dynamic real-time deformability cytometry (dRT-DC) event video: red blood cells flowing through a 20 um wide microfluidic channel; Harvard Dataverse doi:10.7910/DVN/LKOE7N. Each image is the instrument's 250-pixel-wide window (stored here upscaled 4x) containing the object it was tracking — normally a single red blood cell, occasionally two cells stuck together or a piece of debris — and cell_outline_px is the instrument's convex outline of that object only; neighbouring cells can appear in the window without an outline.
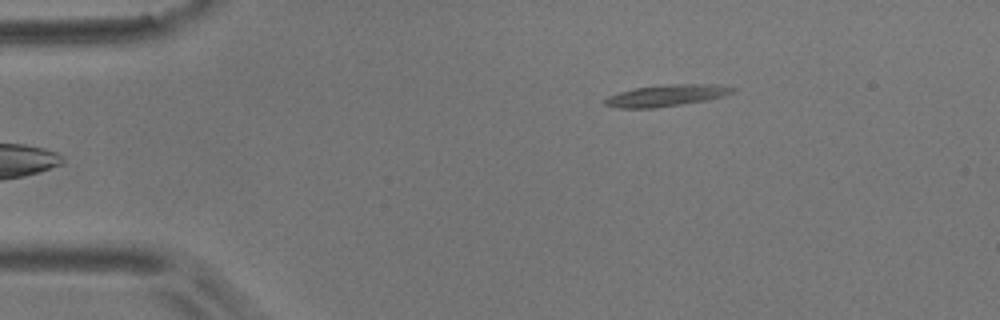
{"species": "common noctule bat (a hibernating species)", "species_latin": "Nyctalus noctula", "temperature_condition": "room temperature", "stored_images_in_passage": 5, "camera_frame_rate_fps": 3000, "um_per_image_px": 0.085, "animal": {"sex": "male", "body_mass_g": 17.9}, "frame": {"image": 1, "passage_image": 5, "time_ms": 4.667, "image_size_px": [1000, 320], "cell_outline_px": [[736, 92], [724, 96], [708, 100], [656, 108], [620, 108], [604, 104], [604, 100], [608, 96], [620, 92], [636, 88], [668, 84], [716, 84], [736, 88]], "centroid_in_image_um": [56.71, 8.12], "position_along_channel_um": 28.3, "area_um2": 16.07}}